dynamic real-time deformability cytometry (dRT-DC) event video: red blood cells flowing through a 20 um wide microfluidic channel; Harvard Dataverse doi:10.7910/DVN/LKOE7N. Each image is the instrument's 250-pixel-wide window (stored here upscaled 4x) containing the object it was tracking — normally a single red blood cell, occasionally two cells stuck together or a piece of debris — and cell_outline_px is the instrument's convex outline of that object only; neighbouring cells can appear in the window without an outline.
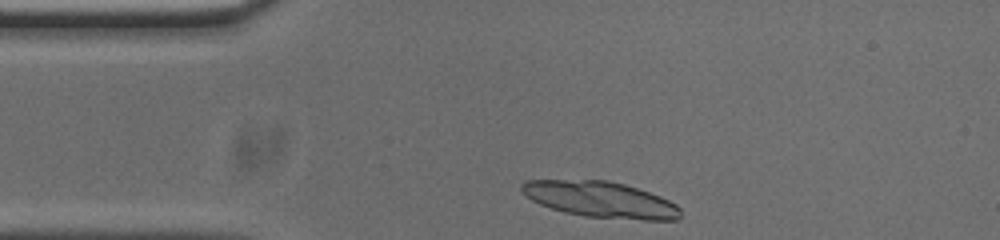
{"species": "common noctule bat (a hibernating species)", "species_latin": "Nyctalus noctula", "temperature_condition": "cold", "stored_images_in_passage": 34, "segment_of_instrument_passage": [1, 2], "camera_frame_rate_fps": 3000, "um_per_image_px": 0.085, "animal": {"sex": "male", "body_mass_g": 20.0, "forearm_length_mm": 53.3}, "frame": {"image": 1, "passage_image": 1, "time_ms": 0.0, "image_size_px": [1000, 240], "cell_outline_px": [[680, 216], [676, 220], [644, 220], [584, 216], [564, 212], [540, 204], [532, 200], [520, 188], [520, 184], [524, 180], [608, 180], [624, 184], [660, 196], [676, 204], [680, 208]], "centroid_in_image_um": [51.04, 16.96], "position_along_channel_um": 34.0, "area_um2": 33.12}}